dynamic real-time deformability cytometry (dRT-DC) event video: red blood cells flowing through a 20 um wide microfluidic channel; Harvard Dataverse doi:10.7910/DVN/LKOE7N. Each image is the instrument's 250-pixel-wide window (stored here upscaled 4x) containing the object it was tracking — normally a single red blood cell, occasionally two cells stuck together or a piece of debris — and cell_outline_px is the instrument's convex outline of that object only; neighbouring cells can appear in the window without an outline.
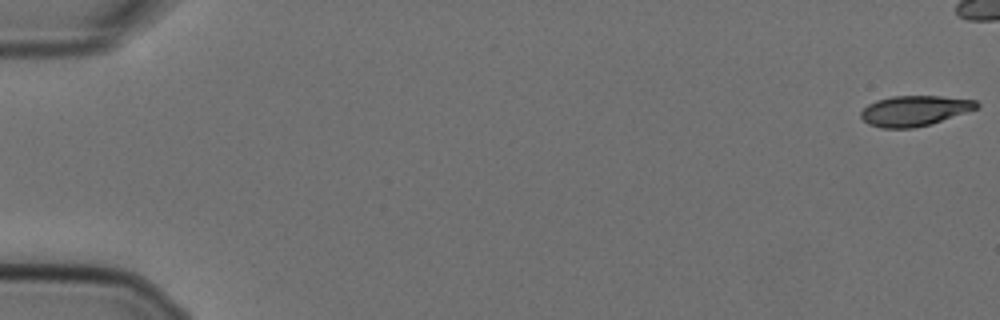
{"species": "Egyptian fruit bat (a non-hibernating species)", "species_latin": "Rousettus aegyptiacus", "temperature_condition": "cold", "stored_images_in_passage": 47, "camera_frame_rate_fps": 3000, "um_per_image_px": 0.085, "animal": {"sex": "female"}, "frame": {"image": 1, "passage_image": 1, "time_ms": 0.0, "image_size_px": [1000, 320], "cell_outline_px": [[980, 104], [976, 108], [928, 124], [912, 128], [880, 128], [868, 124], [860, 116], [860, 112], [868, 104], [876, 100], [892, 96], [940, 96], [976, 100]], "centroid_in_image_um": [77.67, 9.4], "position_along_channel_um": 7.3, "area_um2": 20.11}}
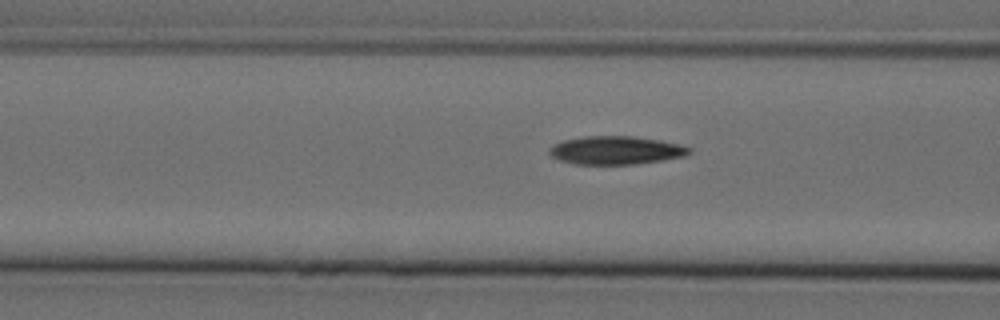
{"frame": {"image": 2, "passage_image": 23, "time_ms": 7.333, "image_size_px": [1000, 320], "cell_outline_px": [[692, 152], [684, 156], [664, 160], [636, 164], [576, 164], [560, 160], [552, 156], [548, 152], [548, 148], [552, 144], [564, 140], [580, 136], [632, 136], [660, 140], [680, 144], [692, 148]], "centroid_in_image_um": [52.35, 12.77], "position_along_channel_um": 114.3, "area_um2": 23.24}}
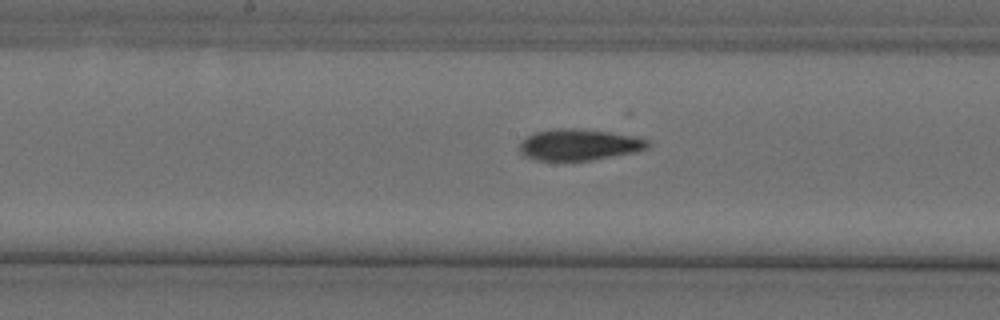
{"frame": {"image": 3, "passage_image": 30, "time_ms": 9.667, "image_size_px": [1000, 320], "cell_outline_px": [[652, 144], [648, 148], [636, 152], [588, 160], [540, 160], [524, 156], [520, 152], [520, 140], [536, 132], [552, 128], [580, 128], [640, 136], [648, 140]], "centroid_in_image_um": [49.27, 12.28], "position_along_channel_um": 198.9, "area_um2": 23.58}}